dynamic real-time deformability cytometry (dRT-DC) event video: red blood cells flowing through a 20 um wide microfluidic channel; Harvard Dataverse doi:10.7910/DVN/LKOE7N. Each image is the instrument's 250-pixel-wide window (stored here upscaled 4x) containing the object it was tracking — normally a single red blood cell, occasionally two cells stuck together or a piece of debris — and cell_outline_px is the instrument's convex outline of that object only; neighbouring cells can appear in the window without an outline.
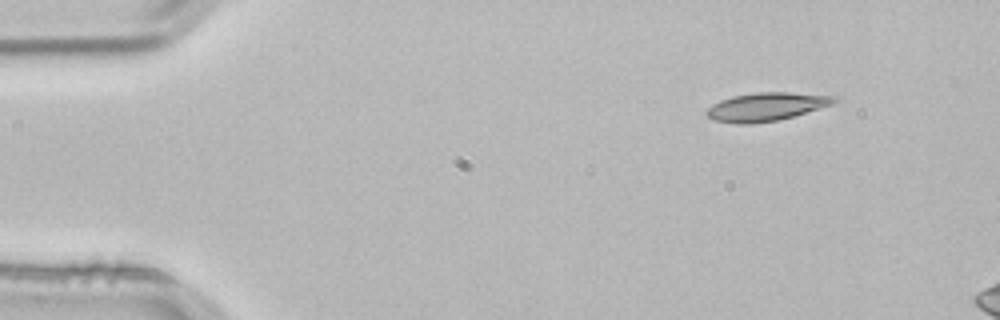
{"species": "common noctule bat (a hibernating species)", "species_latin": "Nyctalus noctula", "temperature_condition": "room temperature", "stored_images_in_passage": 3, "camera_frame_rate_fps": 3000, "um_per_image_px": 0.085, "animal": {"sex": "male", "body_mass_g": 21.5, "forearm_length_mm": 52.0}, "frame": {"image": 1, "passage_image": 1, "time_ms": 0.0, "image_size_px": [1000, 320], "cell_outline_px": [[840, 100], [832, 104], [820, 108], [780, 120], [752, 124], [736, 124], [712, 120], [704, 112], [712, 104], [720, 100], [732, 96], [756, 92], [788, 92], [836, 96]], "centroid_in_image_um": [65.11, 9.08], "position_along_channel_um": 19.9, "area_um2": 21.27}}